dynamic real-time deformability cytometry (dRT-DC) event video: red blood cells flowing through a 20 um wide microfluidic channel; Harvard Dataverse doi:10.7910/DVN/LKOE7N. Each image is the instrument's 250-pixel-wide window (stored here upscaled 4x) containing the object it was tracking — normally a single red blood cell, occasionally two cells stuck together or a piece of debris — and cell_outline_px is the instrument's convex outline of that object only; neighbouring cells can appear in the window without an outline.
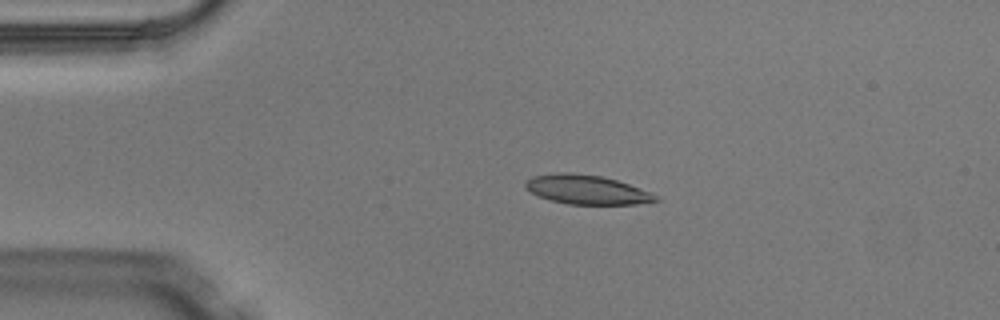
{"species": "Egyptian fruit bat (a non-hibernating species)", "species_latin": "Rousettus aegyptiacus", "temperature_condition": "warm", "stored_images_in_passage": 3, "camera_frame_rate_fps": 3000, "um_per_image_px": 0.085, "animal": {"sex": "male"}, "frame": {"image": 1, "passage_image": 2, "time_ms": 0.333, "image_size_px": [1000, 320], "cell_outline_px": [[660, 200], [636, 204], [568, 204], [552, 200], [540, 196], [524, 188], [524, 184], [532, 176], [556, 172], [572, 172], [604, 176], [652, 192]], "centroid_in_image_um": [49.87, 16.1], "position_along_channel_um": 35.1, "area_um2": 22.14}}
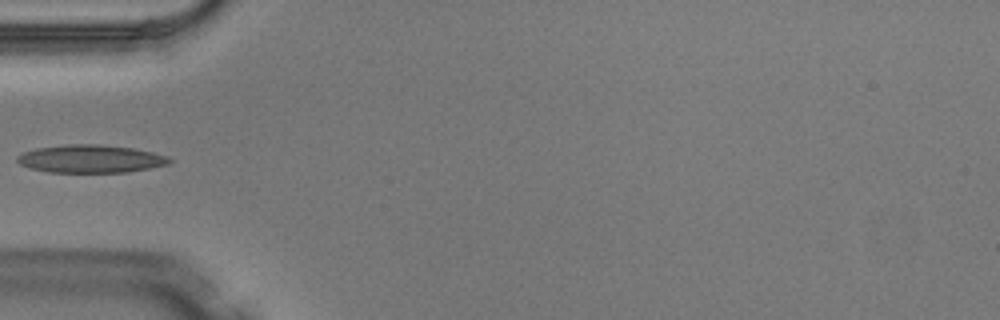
{"frame": {"image": 2, "passage_image": 3, "time_ms": 0.667, "image_size_px": [1000, 320], "cell_outline_px": [[172, 160], [168, 164], [128, 172], [48, 172], [32, 168], [20, 164], [16, 160], [16, 156], [24, 152], [36, 148], [68, 144], [100, 144], [132, 148], [152, 152], [168, 156]], "centroid_in_image_um": [7.69, 13.49], "position_along_channel_um": 77.3, "area_um2": 24.62}}